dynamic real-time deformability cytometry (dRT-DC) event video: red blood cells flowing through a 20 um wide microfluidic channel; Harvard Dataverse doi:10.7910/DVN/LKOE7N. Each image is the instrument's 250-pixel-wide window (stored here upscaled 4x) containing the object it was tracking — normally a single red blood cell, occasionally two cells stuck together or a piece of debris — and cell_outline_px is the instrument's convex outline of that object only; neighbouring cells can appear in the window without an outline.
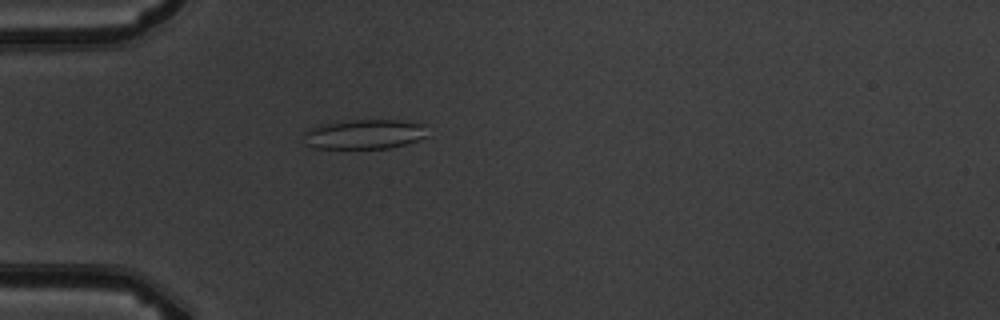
{"species": "common noctule bat (a hibernating species)", "species_latin": "Nyctalus noctula", "temperature_condition": "warm", "stored_images_in_passage": 4, "camera_frame_rate_fps": 3000, "um_per_image_px": 0.085, "animal": {"sex": "male", "body_mass_g": 19.5, "forearm_length_mm": 54.6}, "frame": {"image": 1, "passage_image": 4, "time_ms": 3.667, "image_size_px": [1000, 320], "cell_outline_px": [[424, 136], [416, 140], [404, 144], [388, 148], [312, 148], [308, 144], [304, 132], [308, 128], [320, 124], [336, 120], [396, 120], [424, 124]], "centroid_in_image_um": [30.89, 11.39], "position_along_channel_um": 54.1, "area_um2": 21.15}}